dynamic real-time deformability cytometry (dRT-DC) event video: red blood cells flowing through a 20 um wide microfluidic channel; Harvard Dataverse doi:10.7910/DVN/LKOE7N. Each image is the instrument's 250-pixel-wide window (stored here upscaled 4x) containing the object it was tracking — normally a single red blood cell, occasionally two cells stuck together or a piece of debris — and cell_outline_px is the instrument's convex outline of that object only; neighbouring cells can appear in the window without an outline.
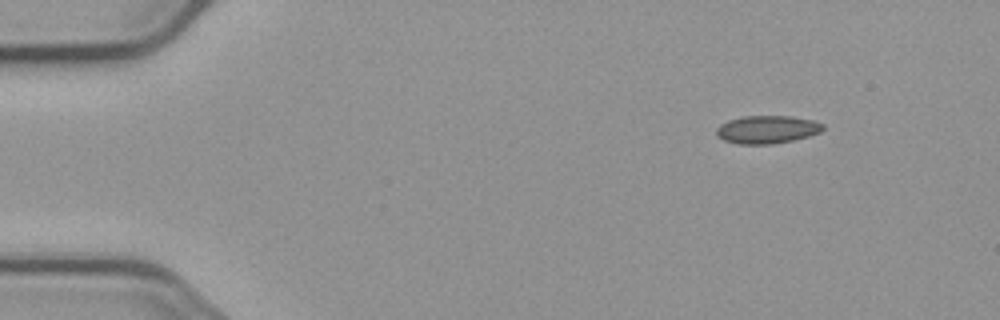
{"species": "common noctule bat (a hibernating species)", "species_latin": "Nyctalus noctula", "temperature_condition": "cold", "stored_images_in_passage": 6, "camera_frame_rate_fps": 3000, "um_per_image_px": 0.085, "animal": {"sex": "male", "body_mass_g": 23.1, "forearm_length_mm": 52.7}, "frame": {"image": 1, "passage_image": 1, "time_ms": 0.0, "image_size_px": [1000, 320], "cell_outline_px": [[824, 128], [820, 132], [808, 136], [792, 140], [772, 144], [736, 144], [724, 140], [716, 136], [716, 128], [720, 124], [728, 120], [744, 116], [792, 116], [812, 120], [824, 124]], "centroid_in_image_um": [65.17, 11.01], "position_along_channel_um": 19.8, "area_um2": 17.4}}
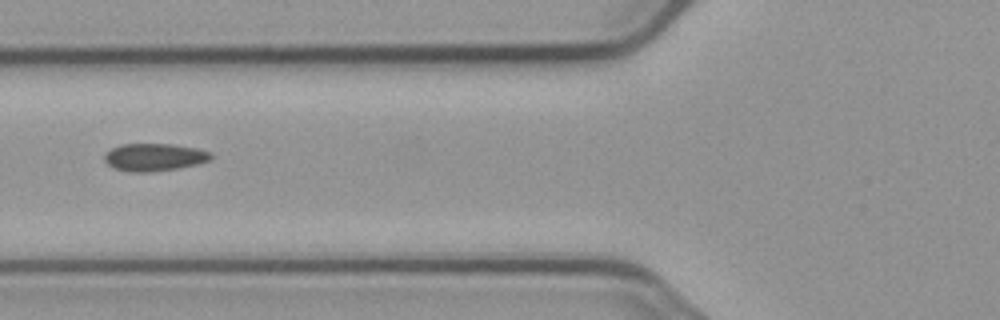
{"frame": {"image": 2, "passage_image": 5, "time_ms": 5.0, "image_size_px": [1000, 320], "cell_outline_px": [[212, 160], [196, 164], [176, 168], [148, 172], [132, 172], [112, 168], [104, 160], [104, 152], [120, 144], [172, 144], [196, 148], [212, 152]], "centroid_in_image_um": [13.09, 13.35], "position_along_channel_um": 112.7, "area_um2": 17.17}}
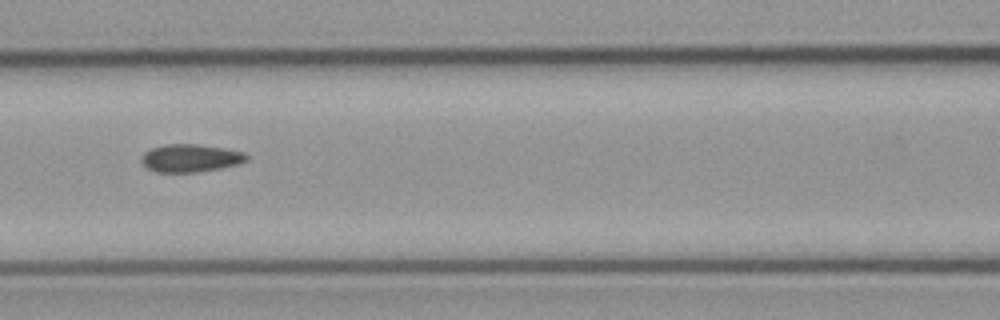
{"frame": {"image": 3, "passage_image": 6, "time_ms": 6.0, "image_size_px": [1000, 320], "cell_outline_px": [[248, 160], [240, 164], [220, 168], [196, 172], [156, 172], [148, 168], [140, 160], [140, 156], [144, 152], [152, 148], [168, 144], [196, 144], [224, 148], [244, 152], [248, 156]], "centroid_in_image_um": [16.2, 13.44], "position_along_channel_um": 150.4, "area_um2": 17.05}}